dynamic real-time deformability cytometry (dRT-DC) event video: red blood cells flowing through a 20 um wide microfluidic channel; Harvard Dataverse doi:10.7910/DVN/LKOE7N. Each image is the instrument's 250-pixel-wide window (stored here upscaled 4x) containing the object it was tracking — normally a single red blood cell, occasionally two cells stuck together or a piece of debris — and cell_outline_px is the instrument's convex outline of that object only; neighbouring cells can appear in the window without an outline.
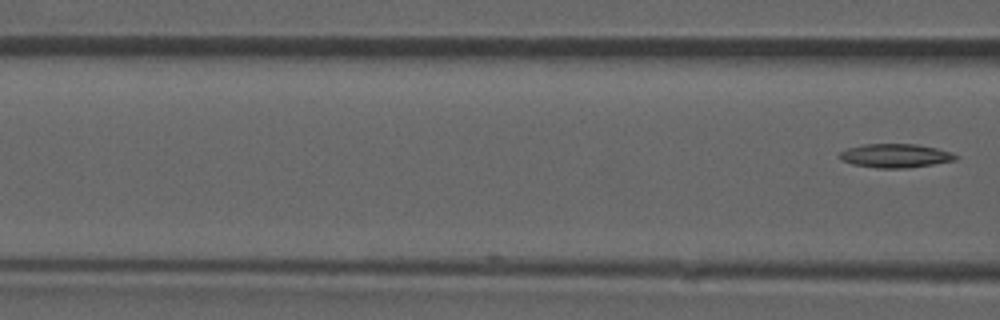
{"species": "common noctule bat (a hibernating species)", "species_latin": "Nyctalus noctula", "temperature_condition": "room temperature", "stored_images_in_passage": 10, "camera_frame_rate_fps": 3000, "um_per_image_px": 0.085, "animal": {"sex": "male", "forearm_length_mm": 52.5}, "frame": {"image": 1, "passage_image": 10, "time_ms": 3.0, "image_size_px": [1000, 320], "cell_outline_px": [[960, 156], [956, 160], [908, 168], [876, 168], [852, 164], [840, 160], [840, 152], [848, 148], [864, 144], [916, 144], [936, 148], [952, 152]], "centroid_in_image_um": [76.12, 13.24], "position_along_channel_um": 90.5, "area_um2": 16.13}}